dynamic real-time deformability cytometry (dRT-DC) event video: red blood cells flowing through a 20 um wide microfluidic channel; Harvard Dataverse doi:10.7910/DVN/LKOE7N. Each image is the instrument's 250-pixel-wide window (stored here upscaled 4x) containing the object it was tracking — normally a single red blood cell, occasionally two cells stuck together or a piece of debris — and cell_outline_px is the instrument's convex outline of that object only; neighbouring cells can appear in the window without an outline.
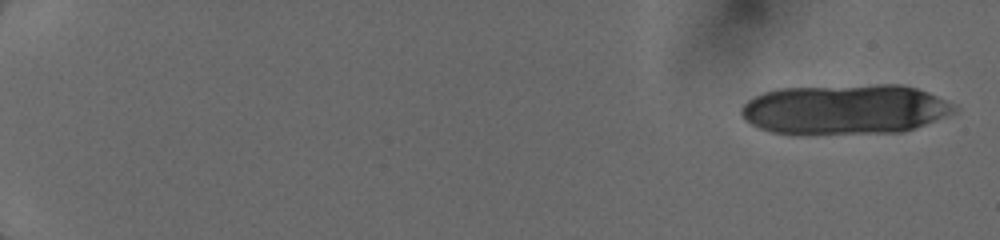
{"species": "human", "species_latin": "Homo sapiens", "temperature_condition": "cold", "stored_images_in_passage": 10, "camera_frame_rate_fps": 3000, "um_per_image_px": 0.085, "donor": {"sex": "female"}, "frame": {"image": 1, "passage_image": 1, "time_ms": 0.0, "image_size_px": [1000, 240], "cell_outline_px": [[960, 108], [956, 112], [924, 124], [900, 132], [772, 132], [760, 128], [752, 124], [740, 112], [740, 108], [748, 100], [764, 92], [780, 88], [876, 84], [900, 84], [916, 88], [928, 92]], "centroid_in_image_um": [71.85, 9.25], "position_along_channel_um": 13.1, "area_um2": 60.92}}